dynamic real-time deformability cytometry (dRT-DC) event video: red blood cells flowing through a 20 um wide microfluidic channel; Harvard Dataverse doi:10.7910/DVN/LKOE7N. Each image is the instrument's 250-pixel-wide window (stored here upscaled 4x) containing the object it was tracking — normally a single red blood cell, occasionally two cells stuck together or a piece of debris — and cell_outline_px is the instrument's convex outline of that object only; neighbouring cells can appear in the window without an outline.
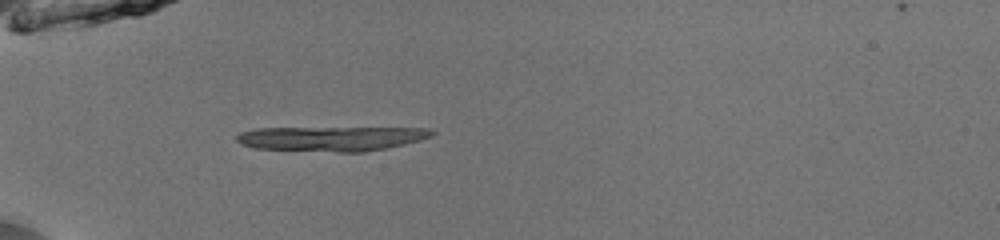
{"species": "common noctule bat (a hibernating species)", "species_latin": "Nyctalus noctula", "temperature_condition": "room temperature", "stored_images_in_passage": 32, "camera_frame_rate_fps": 3000, "um_per_image_px": 0.085, "animal": {"sex": "male", "body_mass_g": 13.0, "forearm_length_mm": 53.1}, "frame": {"image": 1, "passage_image": 1, "time_ms": 0.0, "image_size_px": [1000, 240], "cell_outline_px": [[436, 132], [432, 136], [420, 140], [388, 148], [364, 152], [340, 152], [252, 148], [240, 144], [236, 140], [236, 136], [240, 132], [256, 128], [428, 128]], "centroid_in_image_um": [28.15, 11.78], "position_along_channel_um": 56.8, "area_um2": 28.15}, "authors_computed_cell_mechanics": {"area_um2": 15.5482, "velocity_mm_per_s": 4.016, "shape_relaxation_time_tau1_ms": 3.5946, "shape_relaxation_time_tau2_ms": 1.4544, "deformation_change_tau1": 0.098, "deformation_change_tau2": 0.0378}}